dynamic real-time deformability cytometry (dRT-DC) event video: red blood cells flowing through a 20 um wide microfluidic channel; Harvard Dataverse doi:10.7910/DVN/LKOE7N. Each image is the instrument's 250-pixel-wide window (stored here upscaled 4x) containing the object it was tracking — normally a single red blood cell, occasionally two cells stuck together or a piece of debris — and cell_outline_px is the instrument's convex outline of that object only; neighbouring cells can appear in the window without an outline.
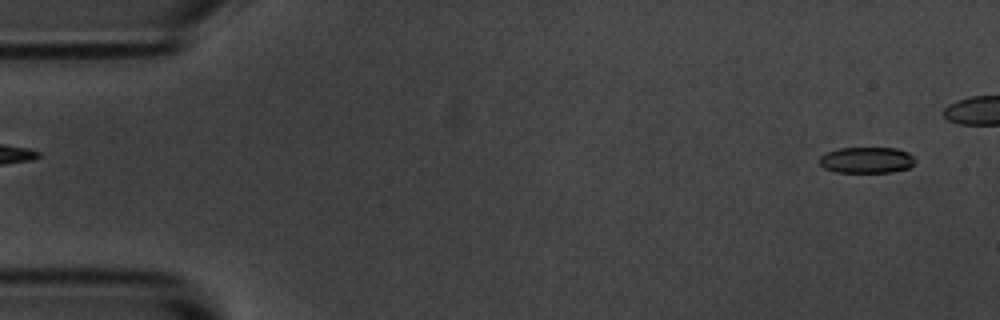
{"species": "common noctule bat (a hibernating species)", "species_latin": "Nyctalus noctula", "temperature_condition": "room temperature", "stored_images_in_passage": 6, "camera_frame_rate_fps": 3000, "um_per_image_px": 0.085, "animal": {"sex": "male", "body_mass_g": 20.1, "forearm_length_mm": 53.5}, "frame": {"image": 1, "passage_image": 6, "time_ms": 6.0, "image_size_px": [1000, 320], "cell_outline_px": [[916, 160], [908, 168], [892, 172], [836, 172], [824, 168], [820, 164], [820, 156], [828, 152], [840, 148], [896, 148], [908, 152]], "centroid_in_image_um": [73.67, 13.61], "position_along_channel_um": 11.3, "area_um2": 14.45}}